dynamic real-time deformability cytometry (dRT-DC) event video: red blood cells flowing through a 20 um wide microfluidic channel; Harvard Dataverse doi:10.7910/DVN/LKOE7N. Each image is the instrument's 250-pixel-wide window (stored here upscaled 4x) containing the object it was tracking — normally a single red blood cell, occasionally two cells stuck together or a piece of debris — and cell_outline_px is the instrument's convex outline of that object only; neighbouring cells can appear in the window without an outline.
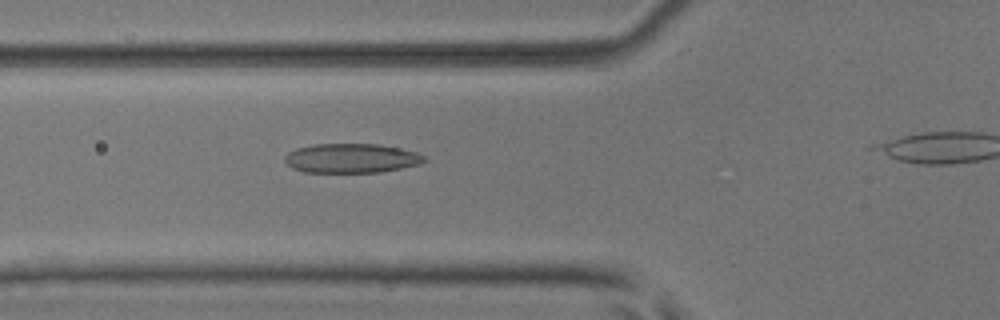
{"species": "common noctule bat (a hibernating species)", "species_latin": "Nyctalus noctula", "temperature_condition": "room temperature", "stored_images_in_passage": 25, "camera_frame_rate_fps": 3000, "um_per_image_px": 0.085, "animal": {"sex": "male", "body_mass_g": 17.9, "forearm_length_mm": 54.2}, "frame": {"image": 1, "passage_image": 13, "time_ms": 4.0, "image_size_px": [1000, 320], "cell_outline_px": [[428, 160], [420, 164], [380, 172], [304, 172], [292, 168], [284, 160], [284, 156], [288, 152], [296, 148], [316, 144], [376, 144], [400, 148], [416, 152], [424, 156]], "centroid_in_image_um": [29.86, 13.45], "position_along_channel_um": 95.9, "area_um2": 23.81}}
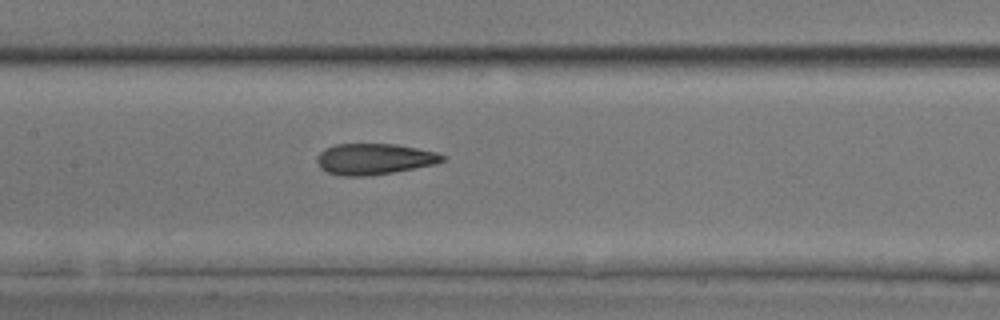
{"frame": {"image": 2, "passage_image": 19, "time_ms": 6.0, "image_size_px": [1000, 320], "cell_outline_px": [[448, 156], [444, 160], [436, 164], [392, 172], [368, 176], [340, 176], [328, 172], [320, 168], [316, 160], [316, 156], [324, 148], [336, 144], [396, 144], [436, 152]], "centroid_in_image_um": [31.79, 13.51], "position_along_channel_um": 175.6, "area_um2": 22.77}}
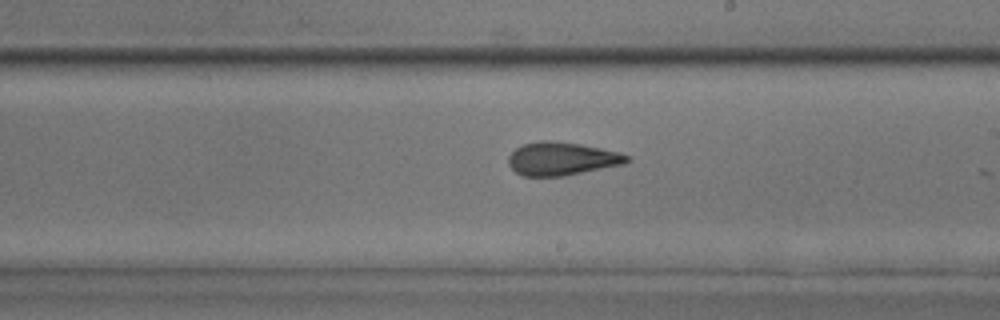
{"frame": {"image": 3, "passage_image": 24, "time_ms": 7.667, "image_size_px": [1000, 320], "cell_outline_px": [[632, 160], [624, 164], [564, 176], [520, 176], [508, 164], [508, 156], [516, 148], [524, 144], [540, 140], [552, 140], [580, 144], [620, 152], [628, 156]], "centroid_in_image_um": [47.75, 13.49], "position_along_channel_um": 241.3, "area_um2": 23.0}}